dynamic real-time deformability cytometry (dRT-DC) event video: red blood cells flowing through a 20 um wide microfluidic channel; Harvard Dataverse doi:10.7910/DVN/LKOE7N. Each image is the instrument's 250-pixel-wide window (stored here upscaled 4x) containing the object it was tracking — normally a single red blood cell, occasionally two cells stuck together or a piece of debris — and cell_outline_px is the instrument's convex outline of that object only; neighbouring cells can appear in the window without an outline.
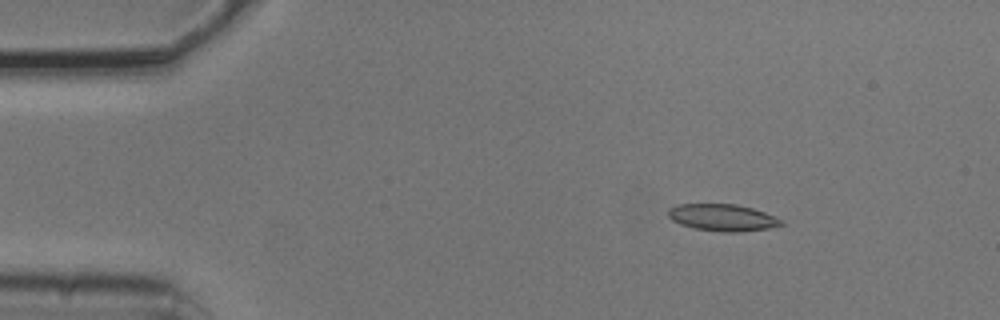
{"species": "common noctule bat (a hibernating species)", "species_latin": "Nyctalus noctula", "temperature_condition": "cold", "stored_images_in_passage": 4, "camera_frame_rate_fps": 3000, "um_per_image_px": 0.085, "animal": {"sex": "male", "body_mass_g": 20.5, "forearm_length_mm": 52.5}, "frame": {"image": 1, "passage_image": 1, "time_ms": 0.0, "image_size_px": [1000, 320], "cell_outline_px": [[784, 224], [768, 228], [740, 232], [724, 232], [692, 228], [680, 224], [672, 220], [668, 216], [668, 208], [676, 204], [736, 204], [752, 208], [764, 212], [784, 220]], "centroid_in_image_um": [61.4, 18.49], "position_along_channel_um": 23.6, "area_um2": 17.8}}
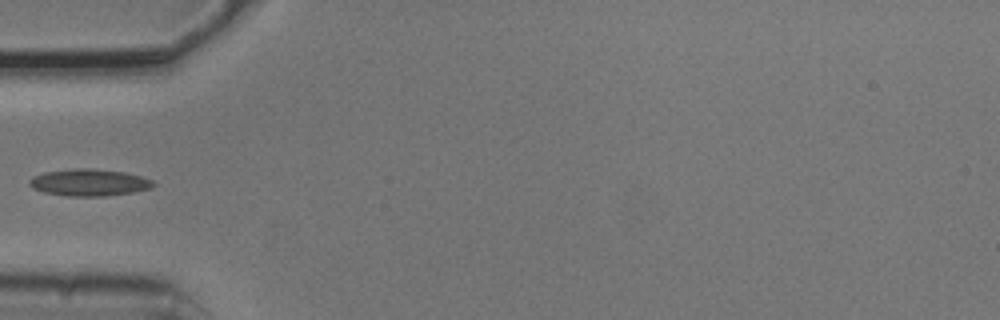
{"frame": {"image": 2, "passage_image": 3, "time_ms": 0.667, "image_size_px": [1000, 320], "cell_outline_px": [[156, 184], [152, 188], [132, 192], [104, 196], [68, 196], [44, 192], [32, 188], [28, 184], [28, 180], [32, 176], [44, 172], [76, 168], [92, 168], [124, 172], [140, 176], [152, 180]], "centroid_in_image_um": [7.55, 15.51], "position_along_channel_um": 77.4, "area_um2": 19.48}}
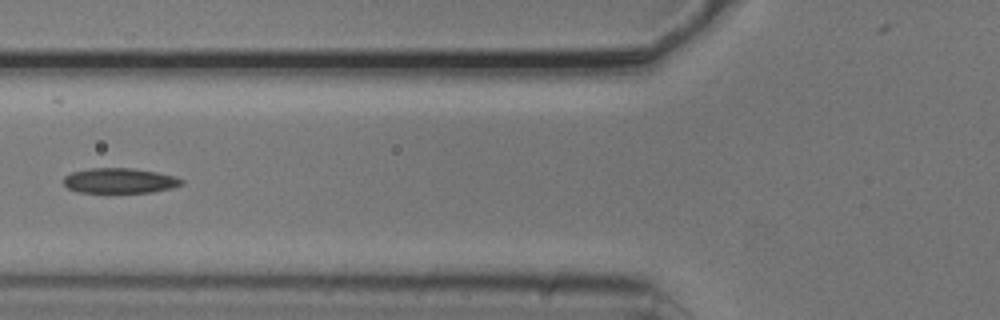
{"frame": {"image": 3, "passage_image": 4, "time_ms": 1.0, "image_size_px": [1000, 320], "cell_outline_px": [[184, 184], [172, 188], [152, 192], [80, 192], [68, 188], [64, 184], [64, 176], [72, 172], [92, 168], [132, 168], [156, 172], [172, 176], [184, 180]], "centroid_in_image_um": [10.18, 15.35], "position_along_channel_um": 115.6, "area_um2": 17.11}}